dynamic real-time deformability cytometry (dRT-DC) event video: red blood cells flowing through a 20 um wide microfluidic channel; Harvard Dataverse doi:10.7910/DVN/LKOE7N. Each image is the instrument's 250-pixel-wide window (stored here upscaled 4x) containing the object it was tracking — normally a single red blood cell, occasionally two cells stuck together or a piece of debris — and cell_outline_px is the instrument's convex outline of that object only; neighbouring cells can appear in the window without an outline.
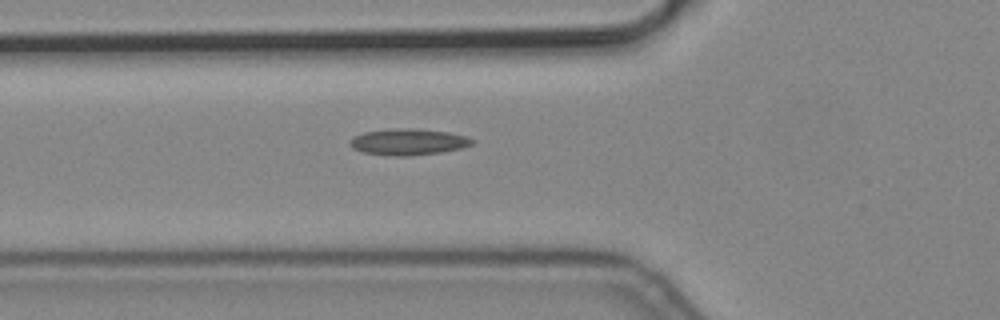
{"species": "common noctule bat (a hibernating species)", "species_latin": "Nyctalus noctula", "temperature_condition": "cold", "stored_images_in_passage": 4, "camera_frame_rate_fps": 3000, "um_per_image_px": 0.085, "animal": {"sex": "male", "body_mass_g": 19.2, "forearm_length_mm": 51.8}, "frame": {"image": 1, "passage_image": 4, "time_ms": 1.0, "image_size_px": [1000, 320], "cell_outline_px": [[476, 140], [472, 144], [464, 148], [440, 152], [408, 156], [392, 156], [360, 152], [352, 148], [348, 144], [352, 136], [364, 132], [396, 128], [412, 128], [448, 132], [464, 136]], "centroid_in_image_um": [34.66, 12.06], "position_along_channel_um": 91.1, "area_um2": 18.9}}